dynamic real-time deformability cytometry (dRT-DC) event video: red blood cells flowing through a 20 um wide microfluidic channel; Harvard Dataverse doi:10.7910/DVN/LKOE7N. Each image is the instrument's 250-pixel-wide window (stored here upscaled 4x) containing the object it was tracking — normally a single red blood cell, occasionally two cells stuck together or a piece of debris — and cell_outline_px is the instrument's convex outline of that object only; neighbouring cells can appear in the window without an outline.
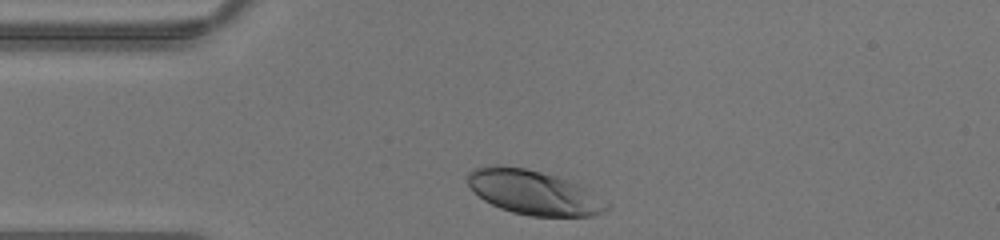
{"species": "human", "species_latin": "Homo sapiens", "temperature_condition": "warm", "stored_images_in_passage": 24, "camera_frame_rate_fps": 3000, "um_per_image_px": 0.085, "donor": {"sex": "male"}, "frame": {"image": 1, "passage_image": 1, "time_ms": 0.0, "image_size_px": [1000, 240], "cell_outline_px": [[612, 208], [604, 212], [592, 216], [532, 216], [512, 212], [500, 208], [484, 200], [468, 184], [468, 172], [472, 168], [488, 164], [496, 164], [524, 168], [556, 176], [568, 180], [584, 188], [612, 204]], "centroid_in_image_um": [45.37, 16.35], "position_along_channel_um": 39.6, "area_um2": 35.95}}
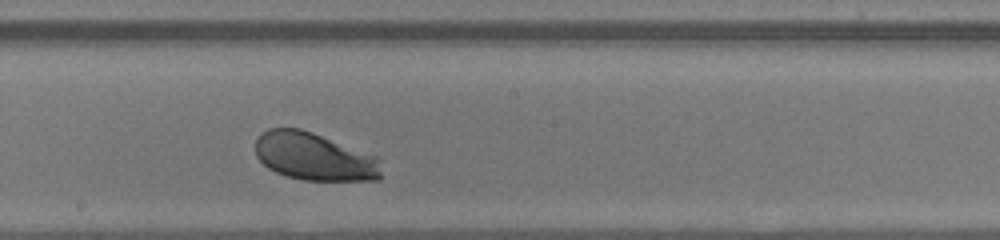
{"frame": {"image": 2, "passage_image": 14, "time_ms": 4.333, "image_size_px": [1000, 240], "cell_outline_px": [[380, 180], [304, 180], [288, 176], [276, 172], [268, 168], [256, 156], [256, 140], [268, 128], [300, 128], [312, 132], [376, 156], [380, 160]], "centroid_in_image_um": [26.71, 13.31], "position_along_channel_um": 221.5, "area_um2": 34.74}}
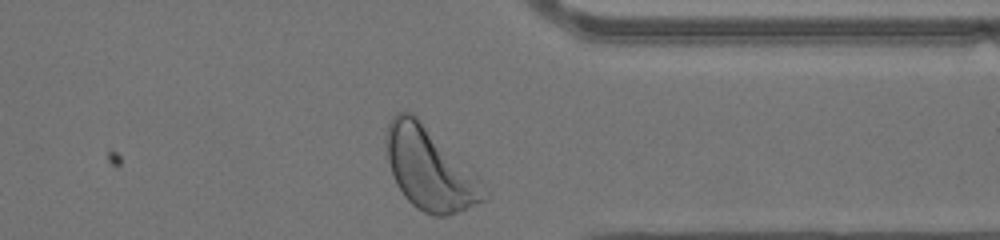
{"frame": {"image": 3, "passage_image": 24, "time_ms": 7.667, "image_size_px": [1000, 240], "cell_outline_px": [[488, 200], [448, 216], [432, 216], [416, 208], [404, 196], [396, 184], [388, 160], [388, 124], [392, 116], [396, 112], [412, 112], [476, 172], [484, 184], [488, 192]], "centroid_in_image_um": [36.6, 14.38], "position_along_channel_um": 374.8, "area_um2": 46.93}}